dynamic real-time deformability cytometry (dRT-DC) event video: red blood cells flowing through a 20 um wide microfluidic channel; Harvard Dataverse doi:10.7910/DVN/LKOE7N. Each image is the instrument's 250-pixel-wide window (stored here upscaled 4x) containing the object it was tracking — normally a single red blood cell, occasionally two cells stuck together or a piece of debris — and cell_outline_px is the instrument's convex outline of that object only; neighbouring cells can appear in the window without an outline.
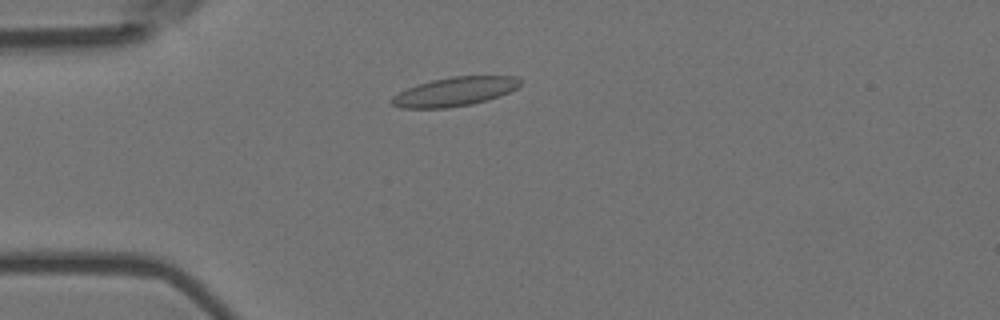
{"species": "Egyptian fruit bat (a non-hibernating species)", "species_latin": "Rousettus aegyptiacus", "temperature_condition": "room temperature", "stored_images_in_passage": 3, "camera_frame_rate_fps": 3000, "um_per_image_px": 0.085, "animal": {"sex": "female"}, "frame": {"image": 1, "passage_image": 1, "time_ms": 0.0, "image_size_px": [1000, 320], "cell_outline_px": [[520, 84], [516, 88], [500, 96], [488, 100], [472, 104], [448, 108], [400, 108], [392, 104], [388, 100], [392, 96], [416, 84], [432, 80], [452, 76], [516, 76], [520, 80]], "centroid_in_image_um": [38.62, 7.79], "position_along_channel_um": 46.4, "area_um2": 21.73}}
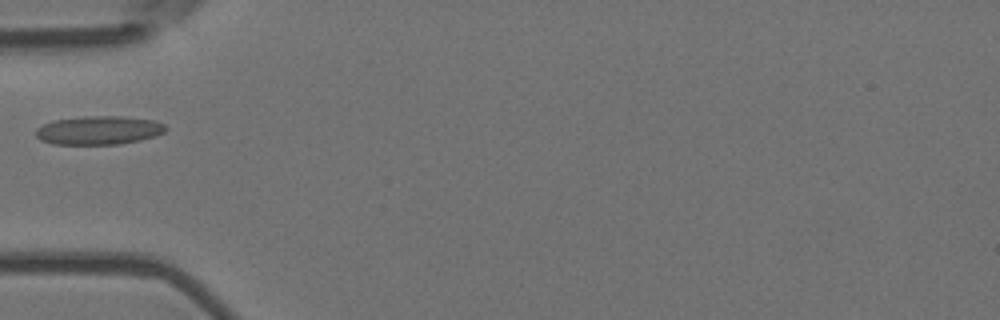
{"frame": {"image": 2, "passage_image": 2, "time_ms": 0.333, "image_size_px": [1000, 320], "cell_outline_px": [[168, 128], [164, 132], [156, 136], [140, 140], [120, 144], [52, 144], [40, 140], [36, 136], [36, 128], [52, 120], [84, 116], [120, 116], [156, 120], [164, 124]], "centroid_in_image_um": [8.41, 11.07], "position_along_channel_um": 76.6, "area_um2": 21.85}}
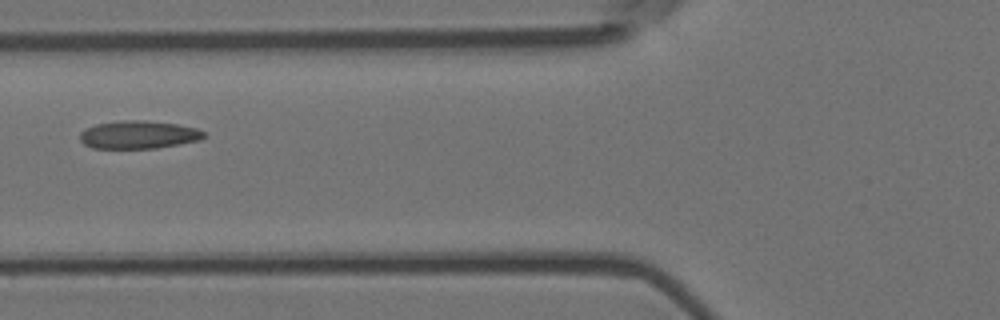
{"frame": {"image": 3, "passage_image": 3, "time_ms": 0.667, "image_size_px": [1000, 320], "cell_outline_px": [[208, 136], [200, 140], [156, 148], [92, 148], [84, 144], [80, 140], [80, 132], [84, 128], [96, 124], [124, 120], [144, 120], [176, 124], [196, 128], [204, 132]], "centroid_in_image_um": [11.77, 11.45], "position_along_channel_um": 114.0, "area_um2": 20.23}}